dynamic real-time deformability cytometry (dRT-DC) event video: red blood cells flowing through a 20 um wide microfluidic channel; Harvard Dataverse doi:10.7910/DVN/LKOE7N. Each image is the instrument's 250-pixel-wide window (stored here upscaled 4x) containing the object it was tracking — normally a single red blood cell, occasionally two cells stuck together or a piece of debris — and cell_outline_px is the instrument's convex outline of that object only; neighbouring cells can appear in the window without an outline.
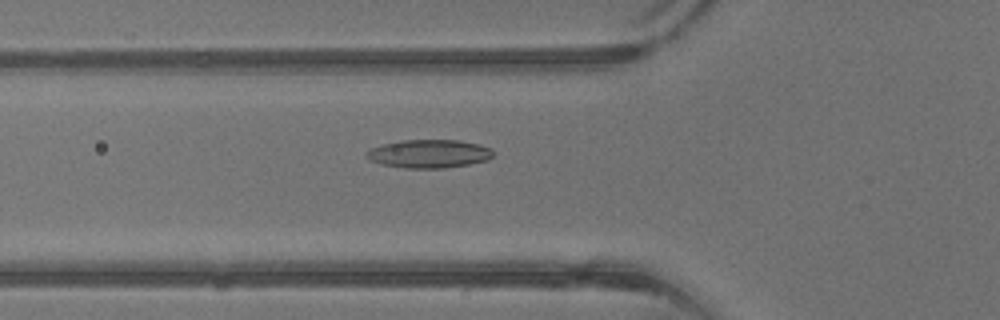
{"species": "common noctule bat (a hibernating species)", "species_latin": "Nyctalus noctula", "temperature_condition": "warm", "stored_images_in_passage": 41, "camera_frame_rate_fps": 3000, "um_per_image_px": 0.085, "animal": {"sex": "male", "body_mass_g": 13.3}, "frame": {"image": 1, "passage_image": 15, "time_ms": 4.667, "image_size_px": [1000, 320], "cell_outline_px": [[492, 156], [488, 160], [468, 164], [444, 168], [404, 168], [380, 164], [368, 160], [364, 152], [372, 148], [384, 144], [400, 140], [460, 140], [480, 144], [492, 148]], "centroid_in_image_um": [36.45, 13.07], "position_along_channel_um": 89.4, "area_um2": 21.04}}
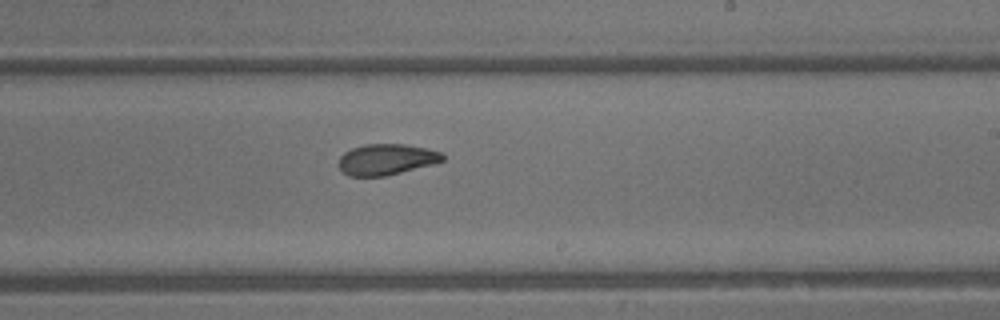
{"frame": {"image": 2, "passage_image": 25, "time_ms": 8.0, "image_size_px": [1000, 320], "cell_outline_px": [[444, 160], [432, 164], [384, 176], [348, 176], [340, 168], [340, 156], [344, 152], [352, 148], [364, 144], [404, 144], [424, 148], [440, 152], [444, 156]], "centroid_in_image_um": [32.82, 13.54], "position_along_channel_um": 256.2, "area_um2": 18.44}}
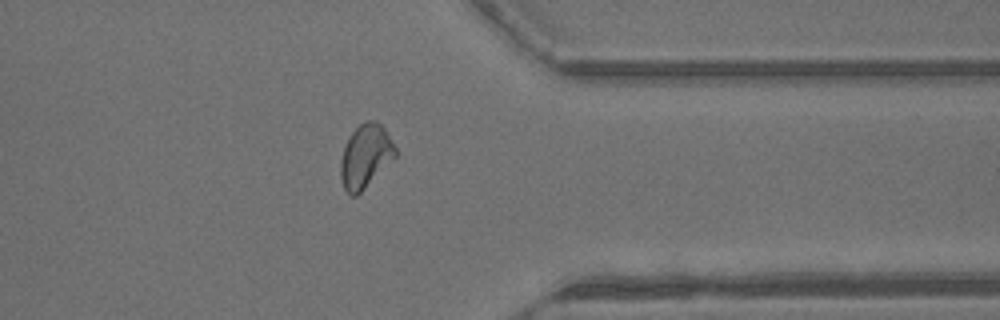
{"frame": {"image": 3, "passage_image": 33, "time_ms": 10.667, "image_size_px": [1000, 320], "cell_outline_px": [[396, 156], [356, 196], [352, 196], [344, 188], [340, 180], [340, 160], [344, 148], [352, 132], [360, 124], [368, 120], [376, 120], [384, 128], [396, 148]], "centroid_in_image_um": [31.05, 13.27], "position_along_channel_um": 380.4, "area_um2": 19.88}, "authors_computed_cell_mechanics": {"area_um2": 20.0566, "velocity_mm_per_s": 4.9961, "shape_relaxation_time_tau1_ms": 6.8047, "shape_relaxation_time_tau2_ms": 1.75, "deformation_change_tau1": 0.1954, "deformation_change_tau2": 0.0821}}